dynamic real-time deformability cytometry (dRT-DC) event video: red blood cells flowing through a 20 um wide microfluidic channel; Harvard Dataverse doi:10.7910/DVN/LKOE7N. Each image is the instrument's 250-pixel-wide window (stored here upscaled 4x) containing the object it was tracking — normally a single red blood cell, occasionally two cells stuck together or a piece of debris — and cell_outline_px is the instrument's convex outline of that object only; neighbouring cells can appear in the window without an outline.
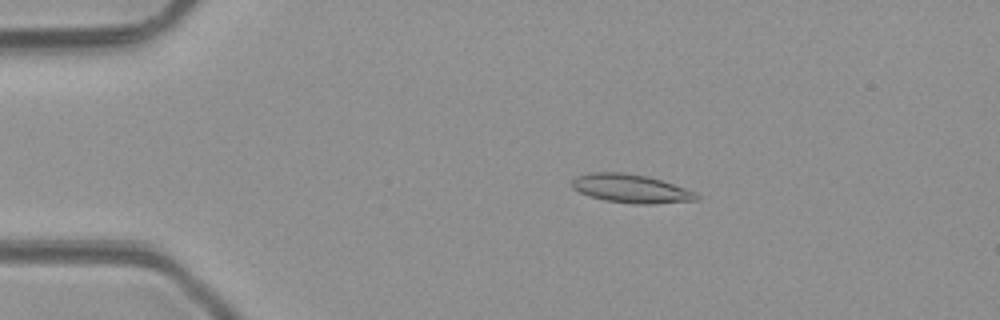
{"species": "common noctule bat (a hibernating species)", "species_latin": "Nyctalus noctula", "temperature_condition": "room temperature", "stored_images_in_passage": 5, "camera_frame_rate_fps": 3000, "um_per_image_px": 0.085, "animal": {"sex": "male", "body_mass_g": 23.1, "forearm_length_mm": 52.7}, "frame": {"image": 1, "passage_image": 3, "time_ms": 2.333, "image_size_px": [1000, 320], "cell_outline_px": [[700, 196], [696, 200], [652, 204], [636, 204], [604, 200], [588, 196], [572, 188], [572, 180], [576, 176], [588, 172], [624, 172], [644, 176], [660, 180], [684, 188]], "centroid_in_image_um": [53.55, 16.03], "position_along_channel_um": 31.4, "area_um2": 20.52}}
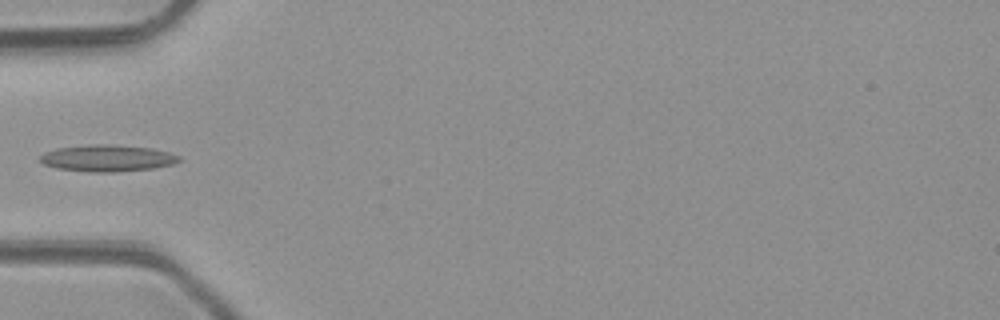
{"frame": {"image": 2, "passage_image": 5, "time_ms": 4.667, "image_size_px": [1000, 320], "cell_outline_px": [[180, 160], [172, 164], [152, 168], [112, 172], [92, 172], [56, 168], [44, 164], [40, 160], [40, 156], [44, 152], [56, 148], [88, 144], [108, 144], [152, 148], [168, 152], [180, 156]], "centroid_in_image_um": [9.09, 13.43], "position_along_channel_um": 75.9, "area_um2": 21.5}}